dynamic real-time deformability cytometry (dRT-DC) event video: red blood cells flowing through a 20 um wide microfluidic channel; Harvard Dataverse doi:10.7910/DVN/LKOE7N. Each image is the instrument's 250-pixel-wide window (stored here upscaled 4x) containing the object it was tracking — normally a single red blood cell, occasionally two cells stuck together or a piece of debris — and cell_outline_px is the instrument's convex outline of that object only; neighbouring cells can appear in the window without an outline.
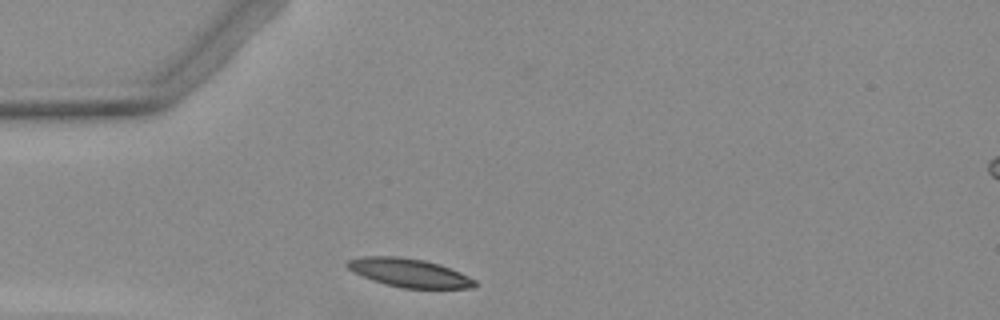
{"species": "Egyptian fruit bat (a non-hibernating species)", "species_latin": "Rousettus aegyptiacus", "temperature_condition": "warm", "stored_images_in_passage": 3, "camera_frame_rate_fps": 3000, "um_per_image_px": 0.085, "animal": {"sex": "female"}, "frame": {"image": 1, "passage_image": 1, "time_ms": 0.0, "image_size_px": [1000, 320], "cell_outline_px": [[476, 284], [472, 288], [404, 288], [384, 284], [372, 280], [348, 268], [344, 264], [348, 260], [360, 256], [396, 256], [424, 260], [440, 264], [460, 272], [476, 280]], "centroid_in_image_um": [34.78, 23.18], "position_along_channel_um": 50.2, "area_um2": 21.1}}